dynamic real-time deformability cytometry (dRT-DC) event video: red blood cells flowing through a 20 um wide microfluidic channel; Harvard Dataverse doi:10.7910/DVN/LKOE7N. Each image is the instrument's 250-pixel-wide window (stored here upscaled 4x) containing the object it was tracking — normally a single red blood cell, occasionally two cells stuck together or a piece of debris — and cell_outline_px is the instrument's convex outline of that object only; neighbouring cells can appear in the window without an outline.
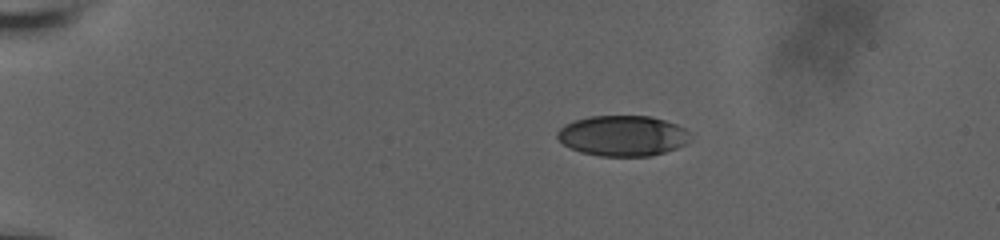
{"species": "human", "species_latin": "Homo sapiens", "temperature_condition": "room temperature", "stored_images_in_passage": 6, "camera_frame_rate_fps": 3000, "um_per_image_px": 0.085, "donor": {"sex": "male"}, "frame": {"image": 1, "passage_image": 1, "time_ms": 0.0, "image_size_px": [1000, 240], "cell_outline_px": [[688, 144], [652, 156], [600, 156], [580, 152], [564, 144], [556, 136], [556, 132], [564, 124], [588, 116], [648, 116], [664, 120], [676, 124], [684, 128], [688, 132]], "centroid_in_image_um": [52.91, 11.54], "position_along_channel_um": 32.1, "area_um2": 31.33}}
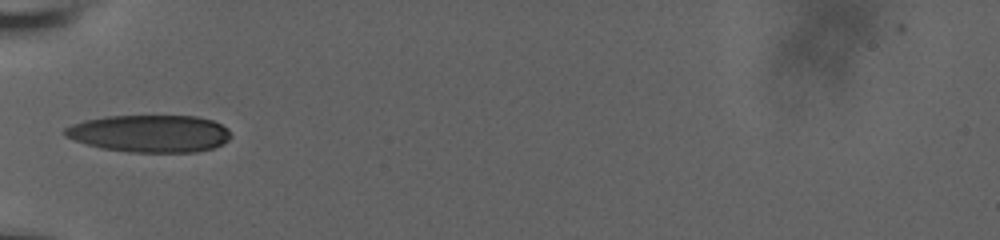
{"frame": {"image": 2, "passage_image": 5, "time_ms": 3.333, "image_size_px": [1000, 240], "cell_outline_px": [[232, 136], [228, 140], [212, 148], [196, 152], [128, 152], [100, 148], [64, 136], [64, 128], [72, 124], [84, 120], [104, 116], [196, 116], [212, 120], [228, 128]], "centroid_in_image_um": [12.73, 11.35], "position_along_channel_um": 72.3, "area_um2": 36.13}}